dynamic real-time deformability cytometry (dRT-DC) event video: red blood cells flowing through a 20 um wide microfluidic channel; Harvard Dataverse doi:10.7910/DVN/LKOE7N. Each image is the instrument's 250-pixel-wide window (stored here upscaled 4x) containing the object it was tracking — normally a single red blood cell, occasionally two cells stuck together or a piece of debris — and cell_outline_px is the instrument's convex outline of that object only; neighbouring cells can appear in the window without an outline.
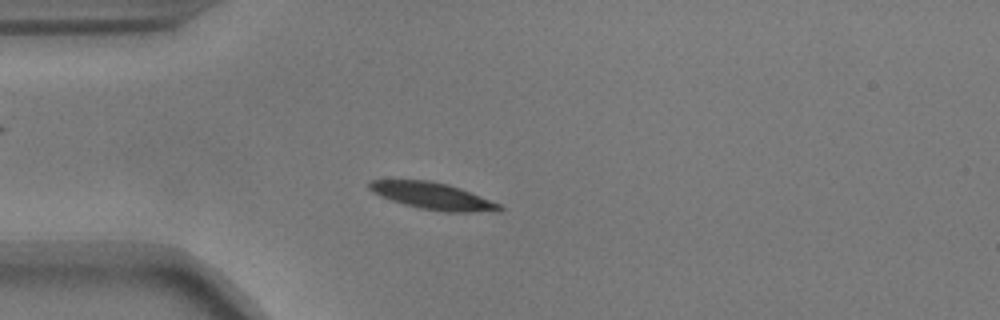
{"species": "common noctule bat (a hibernating species)", "species_latin": "Nyctalus noctula", "temperature_condition": "warm", "stored_images_in_passage": 50, "camera_frame_rate_fps": 3000, "um_per_image_px": 0.085, "animal": {"sex": "male", "body_mass_g": 17.9}, "frame": {"image": 1, "passage_image": 13, "time_ms": 4.0, "image_size_px": [1000, 320], "cell_outline_px": [[504, 208], [500, 212], [444, 212], [420, 208], [404, 204], [380, 196], [372, 192], [368, 188], [368, 180], [428, 180], [448, 184], [460, 188], [500, 204]], "centroid_in_image_um": [36.79, 16.67], "position_along_channel_um": 48.2, "area_um2": 20.4}}
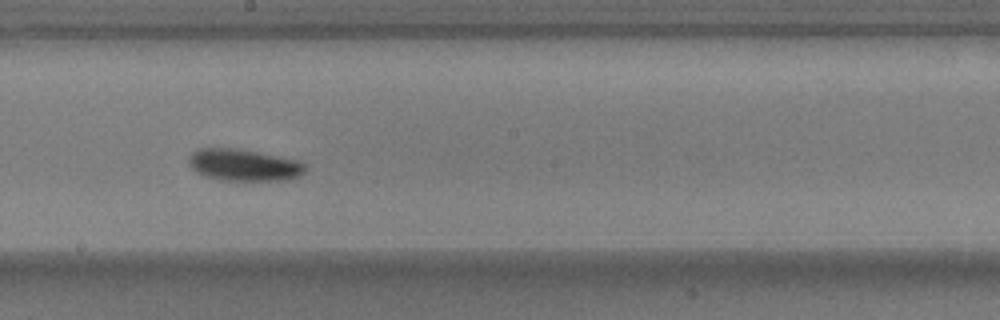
{"frame": {"image": 2, "passage_image": 29, "time_ms": 9.333, "image_size_px": [1000, 320], "cell_outline_px": [[308, 168], [300, 176], [288, 180], [220, 180], [196, 172], [188, 164], [188, 156], [192, 152], [200, 148], [236, 148], [300, 160], [308, 164]], "centroid_in_image_um": [20.77, 14.02], "position_along_channel_um": 227.4, "area_um2": 21.85}}
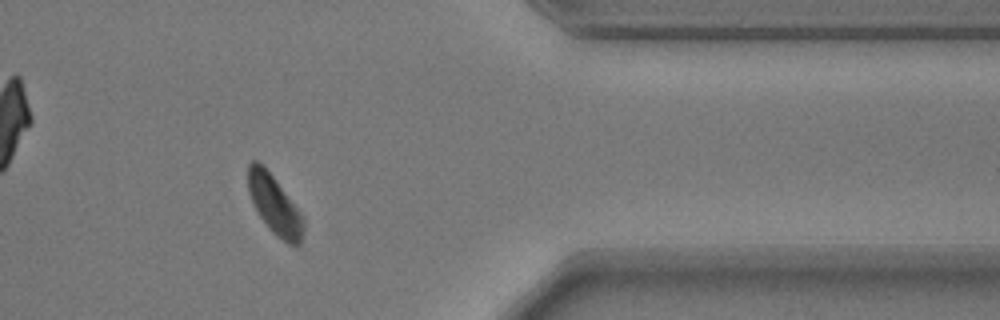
{"frame": {"image": 3, "passage_image": 44, "time_ms": 14.333, "image_size_px": [1000, 320], "cell_outline_px": [[304, 228], [300, 244], [288, 244], [276, 236], [272, 232], [260, 216], [248, 192], [248, 164], [252, 160], [256, 160], [264, 164], [304, 216]], "centroid_in_image_um": [23.34, 17.38], "position_along_channel_um": 388.1, "area_um2": 19.07}, "authors_computed_cell_mechanics": {"area_um2": 20.0277, "velocity_mm_per_s": 3.6041, "shape_relaxation_time_tau1_ms": 1.9249, "shape_relaxation_time_tau2_ms": null, "deformation_change_tau1": 0.1139, "deformation_change_tau2": null}}